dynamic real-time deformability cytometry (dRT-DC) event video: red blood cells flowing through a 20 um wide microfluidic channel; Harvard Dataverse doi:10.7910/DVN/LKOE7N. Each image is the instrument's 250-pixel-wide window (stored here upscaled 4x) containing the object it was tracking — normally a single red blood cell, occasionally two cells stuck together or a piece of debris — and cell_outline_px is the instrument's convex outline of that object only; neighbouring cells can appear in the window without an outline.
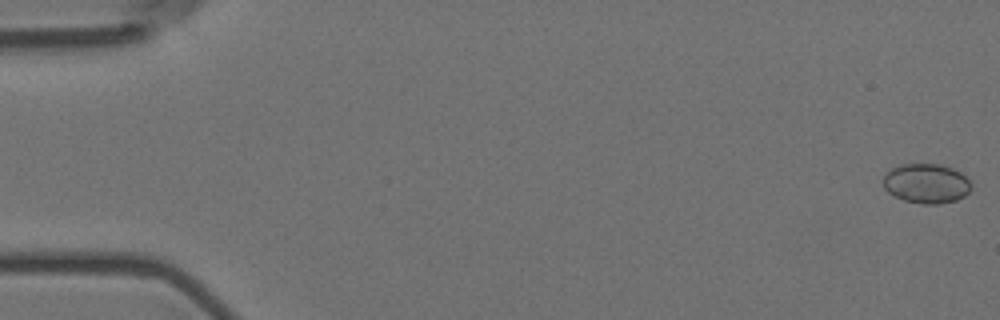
{"species": "Egyptian fruit bat (a non-hibernating species)", "species_latin": "Rousettus aegyptiacus", "temperature_condition": "room temperature", "stored_images_in_passage": 6, "camera_frame_rate_fps": 3000, "um_per_image_px": 0.085, "animal": {"sex": "female"}, "frame": {"image": 1, "passage_image": 1, "time_ms": 0.0, "image_size_px": [1000, 320], "cell_outline_px": [[972, 188], [964, 196], [956, 200], [936, 204], [924, 204], [904, 200], [888, 192], [884, 188], [884, 172], [900, 164], [940, 164], [952, 168], [960, 172], [972, 184]], "centroid_in_image_um": [78.73, 15.58], "position_along_channel_um": 6.3, "area_um2": 20.29}}
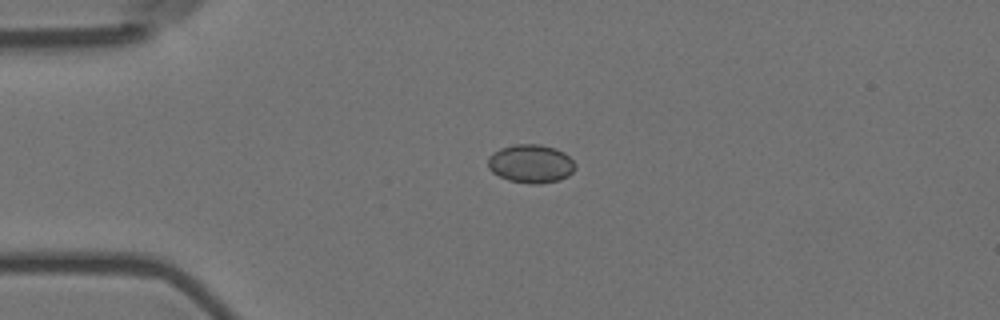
{"frame": {"image": 2, "passage_image": 4, "time_ms": 1.0, "image_size_px": [1000, 320], "cell_outline_px": [[576, 168], [568, 176], [560, 180], [540, 184], [528, 184], [508, 180], [492, 172], [488, 168], [488, 156], [492, 152], [500, 148], [516, 144], [540, 144], [556, 148], [564, 152], [576, 164]], "centroid_in_image_um": [45.12, 13.91], "position_along_channel_um": 39.9, "area_um2": 19.83}}
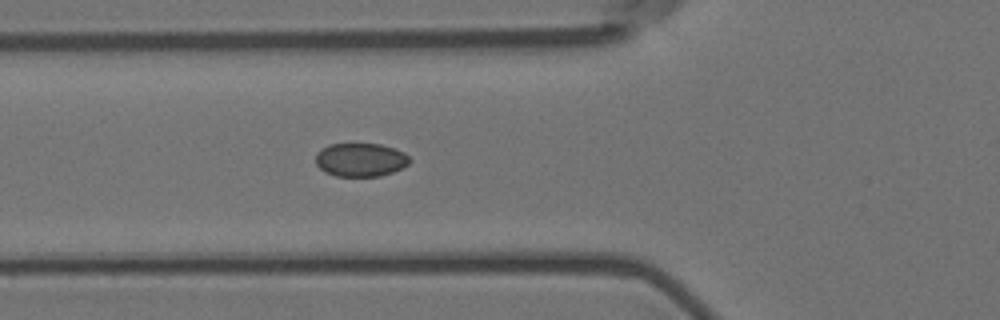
{"frame": {"image": 3, "passage_image": 6, "time_ms": 1.667, "image_size_px": [1000, 320], "cell_outline_px": [[412, 160], [408, 164], [392, 172], [380, 176], [336, 176], [324, 172], [316, 164], [316, 156], [328, 144], [380, 144], [396, 148], [404, 152]], "centroid_in_image_um": [30.67, 13.58], "position_along_channel_um": 95.1, "area_um2": 18.26}}